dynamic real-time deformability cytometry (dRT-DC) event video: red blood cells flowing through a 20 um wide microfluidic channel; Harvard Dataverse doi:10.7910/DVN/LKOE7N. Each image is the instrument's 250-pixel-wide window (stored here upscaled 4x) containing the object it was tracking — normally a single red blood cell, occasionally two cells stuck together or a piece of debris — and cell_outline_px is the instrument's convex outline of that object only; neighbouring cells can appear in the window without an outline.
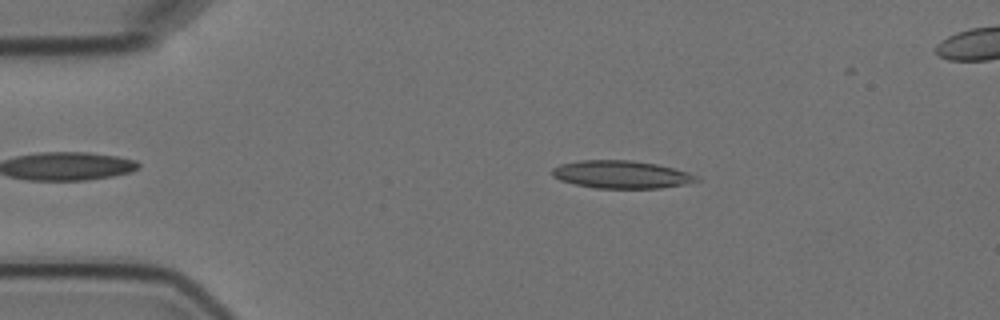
{"species": "Egyptian fruit bat (a non-hibernating species)", "species_latin": "Rousettus aegyptiacus", "temperature_condition": "cold", "stored_images_in_passage": 5, "camera_frame_rate_fps": 3000, "um_per_image_px": 0.085, "animal": {"sex": "female"}, "frame": {"image": 1, "passage_image": 3, "time_ms": 2.333, "image_size_px": [1000, 320], "cell_outline_px": [[700, 180], [684, 184], [660, 188], [596, 188], [576, 184], [560, 180], [552, 176], [552, 168], [560, 164], [580, 160], [632, 160], [656, 164], [676, 168], [700, 176]], "centroid_in_image_um": [52.84, 14.82], "position_along_channel_um": 32.2, "area_um2": 23.41}}